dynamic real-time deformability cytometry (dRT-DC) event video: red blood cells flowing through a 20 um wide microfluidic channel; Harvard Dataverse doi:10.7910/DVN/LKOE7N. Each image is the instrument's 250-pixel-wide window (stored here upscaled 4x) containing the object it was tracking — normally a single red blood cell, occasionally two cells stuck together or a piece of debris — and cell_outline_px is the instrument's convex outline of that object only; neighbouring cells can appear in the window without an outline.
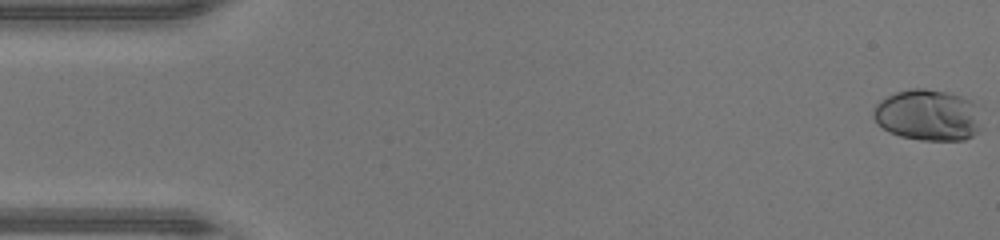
{"species": "human", "species_latin": "Homo sapiens", "temperature_condition": "warm", "stored_images_in_passage": 47, "camera_frame_rate_fps": 3000, "um_per_image_px": 0.085, "donor": {"sex": "male"}, "frame": {"image": 1, "passage_image": 1, "time_ms": 0.0, "image_size_px": [1000, 240], "cell_outline_px": [[984, 128], [980, 132], [964, 140], [920, 140], [900, 136], [888, 132], [876, 124], [872, 116], [872, 108], [880, 100], [896, 92], [908, 88], [924, 88], [948, 92], [964, 96], [984, 104]], "centroid_in_image_um": [79.01, 9.77], "position_along_channel_um": 6.0, "area_um2": 34.1}}
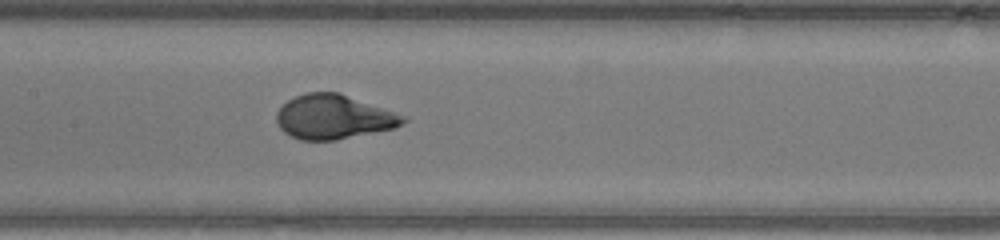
{"frame": {"image": 2, "passage_image": 23, "time_ms": 7.333, "image_size_px": [1000, 240], "cell_outline_px": [[408, 120], [392, 128], [336, 140], [300, 140], [284, 132], [280, 128], [276, 120], [276, 112], [288, 100], [296, 96], [308, 92], [340, 92], [408, 116]], "centroid_in_image_um": [28.37, 9.93], "position_along_channel_um": 179.0, "area_um2": 32.66}}
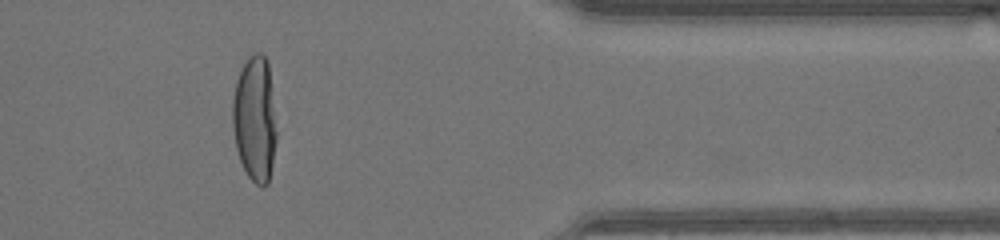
{"frame": {"image": 3, "passage_image": 39, "time_ms": 12.667, "image_size_px": [1000, 240], "cell_outline_px": [[276, 140], [272, 164], [268, 184], [264, 188], [260, 188], [248, 176], [240, 160], [236, 148], [232, 124], [232, 100], [236, 80], [248, 56], [256, 52], [260, 52], [268, 60], [276, 132]], "centroid_in_image_um": [21.65, 10.12], "position_along_channel_um": 389.8, "area_um2": 32.19}, "authors_computed_cell_mechanics": {"area_um2": 32.7148, "velocity_mm_per_s": 4.4307, "shape_relaxation_time_tau1_ms": 4.5554, "shape_relaxation_time_tau2_ms": null, "deformation_change_tau1": 0.2986, "deformation_change_tau2": null}}